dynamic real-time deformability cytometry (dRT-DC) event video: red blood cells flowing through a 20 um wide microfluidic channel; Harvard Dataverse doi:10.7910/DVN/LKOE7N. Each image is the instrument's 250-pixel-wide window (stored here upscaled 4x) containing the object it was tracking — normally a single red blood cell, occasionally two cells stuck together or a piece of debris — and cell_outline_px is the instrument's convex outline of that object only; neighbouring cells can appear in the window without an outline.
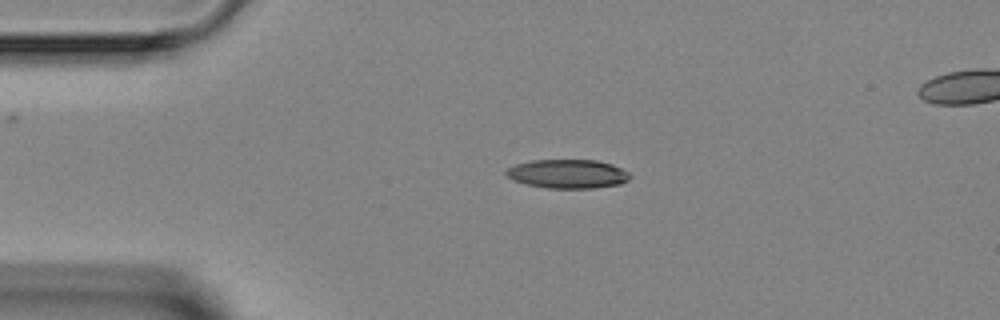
{"species": "Egyptian fruit bat (a non-hibernating species)", "species_latin": "Rousettus aegyptiacus", "temperature_condition": "room temperature", "stored_images_in_passage": 6, "camera_frame_rate_fps": 3000, "um_per_image_px": 0.085, "animal": {"sex": "female"}, "frame": {"image": 1, "passage_image": 2, "time_ms": 1.0, "image_size_px": [1000, 320], "cell_outline_px": [[632, 176], [628, 180], [620, 184], [592, 188], [548, 188], [528, 184], [512, 180], [504, 172], [508, 168], [516, 164], [532, 160], [596, 160], [612, 164], [628, 172]], "centroid_in_image_um": [48.26, 14.77], "position_along_channel_um": 36.7, "area_um2": 20.75}}
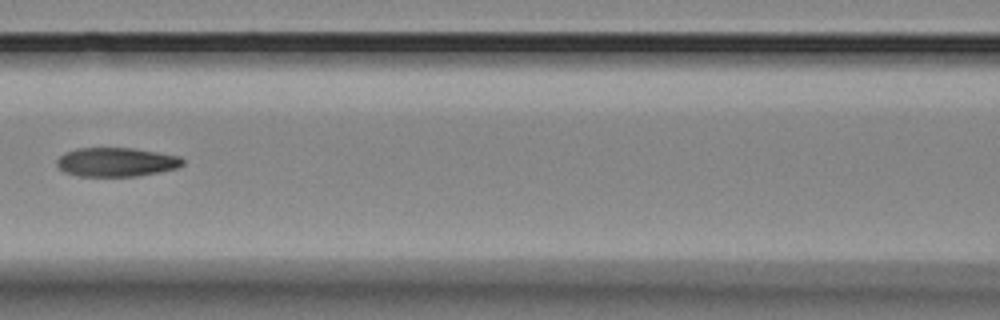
{"frame": {"image": 2, "passage_image": 5, "time_ms": 4.667, "image_size_px": [1000, 320], "cell_outline_px": [[184, 164], [176, 168], [160, 172], [136, 176], [80, 176], [64, 172], [56, 164], [56, 160], [60, 156], [76, 148], [132, 148], [180, 156], [184, 160]], "centroid_in_image_um": [9.9, 13.78], "position_along_channel_um": 156.7, "area_um2": 21.15}}
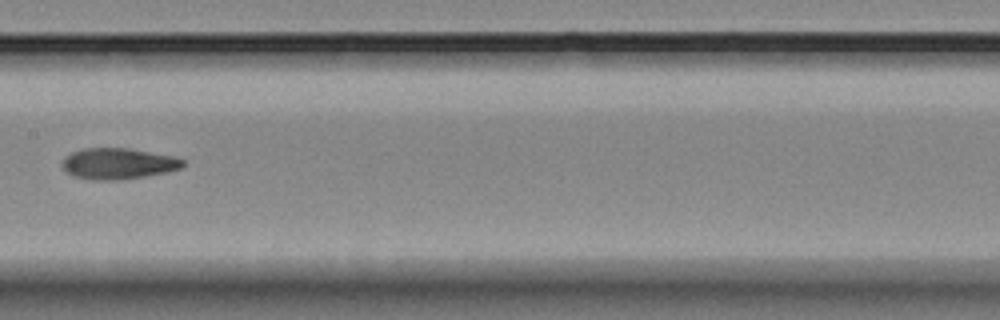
{"frame": {"image": 3, "passage_image": 6, "time_ms": 5.667, "image_size_px": [1000, 320], "cell_outline_px": [[184, 164], [180, 168], [168, 172], [120, 180], [92, 180], [72, 176], [60, 164], [64, 156], [72, 152], [84, 148], [128, 148], [172, 156], [184, 160]], "centroid_in_image_um": [10.0, 13.91], "position_along_channel_um": 197.4, "area_um2": 21.85}}